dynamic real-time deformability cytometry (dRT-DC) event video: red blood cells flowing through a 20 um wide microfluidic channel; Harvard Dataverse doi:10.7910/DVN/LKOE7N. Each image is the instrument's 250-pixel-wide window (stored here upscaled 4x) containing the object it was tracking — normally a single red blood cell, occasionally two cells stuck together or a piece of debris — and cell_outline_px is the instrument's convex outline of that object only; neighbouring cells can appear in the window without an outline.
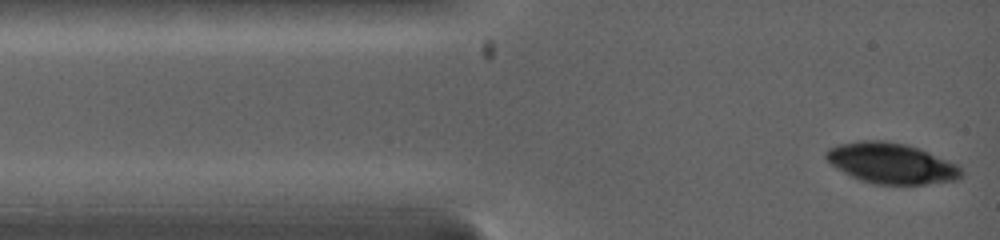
{"species": "common noctule bat (a hibernating species)", "species_latin": "Nyctalus noctula", "temperature_condition": "warm", "stored_images_in_passage": 5, "camera_frame_rate_fps": 5000, "um_per_image_px": 0.085, "animal": {"sex": "female", "body_mass_g": 19.0, "forearm_length_mm": 53.3}, "frame": {"image": 1, "passage_image": 1, "time_ms": 0.0, "image_size_px": [1000, 240], "cell_outline_px": [[964, 176], [956, 180], [924, 184], [876, 184], [860, 180], [844, 172], [832, 164], [824, 156], [824, 152], [828, 148], [836, 144], [860, 140], [880, 140], [908, 144], [920, 148], [960, 164], [964, 172]], "centroid_in_image_um": [75.81, 13.86], "position_along_channel_um": 9.2, "area_um2": 32.43}}